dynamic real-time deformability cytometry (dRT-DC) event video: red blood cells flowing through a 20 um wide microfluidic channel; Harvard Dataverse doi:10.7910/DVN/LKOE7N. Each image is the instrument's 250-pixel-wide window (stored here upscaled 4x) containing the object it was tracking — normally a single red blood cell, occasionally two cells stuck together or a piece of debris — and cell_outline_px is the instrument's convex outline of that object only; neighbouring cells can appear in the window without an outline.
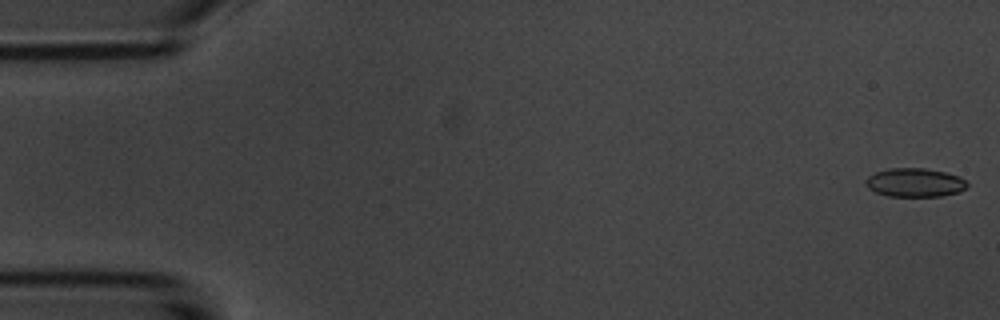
{"species": "common noctule bat (a hibernating species)", "species_latin": "Nyctalus noctula", "temperature_condition": "room temperature", "stored_images_in_passage": 6, "camera_frame_rate_fps": 3000, "um_per_image_px": 0.085, "animal": {"sex": "male", "body_mass_g": 20.1, "forearm_length_mm": 53.5}, "frame": {"image": 1, "passage_image": 1, "time_ms": 0.0, "image_size_px": [1000, 320], "cell_outline_px": [[968, 184], [960, 192], [940, 196], [888, 196], [876, 192], [868, 188], [864, 180], [868, 176], [876, 172], [888, 168], [924, 168], [944, 172], [960, 176]], "centroid_in_image_um": [77.74, 15.51], "position_along_channel_um": 7.3, "area_um2": 16.94}}
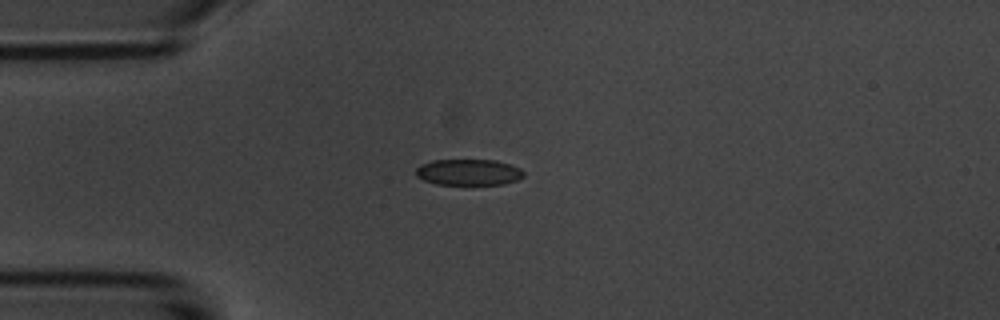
{"frame": {"image": 2, "passage_image": 4, "time_ms": 4.333, "image_size_px": [1000, 320], "cell_outline_px": [[524, 176], [516, 180], [504, 184], [436, 184], [424, 180], [416, 176], [416, 168], [420, 164], [432, 160], [496, 160], [520, 168], [524, 172]], "centroid_in_image_um": [39.81, 14.63], "position_along_channel_um": 45.2, "area_um2": 16.36}}
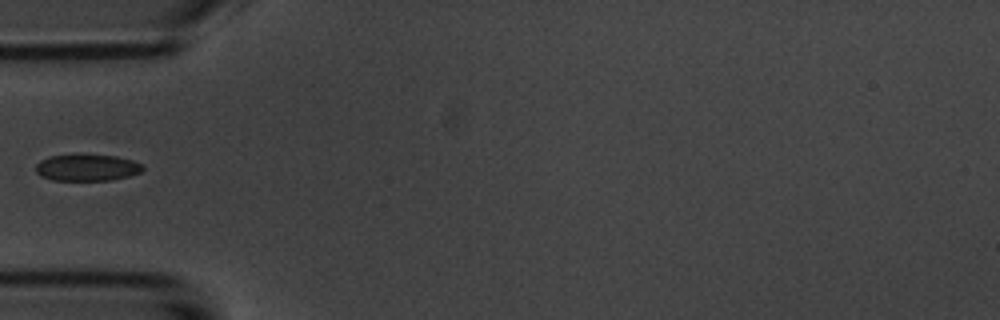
{"frame": {"image": 3, "passage_image": 5, "time_ms": 5.667, "image_size_px": [1000, 320], "cell_outline_px": [[144, 168], [140, 172], [128, 176], [112, 180], [52, 180], [40, 176], [36, 172], [36, 164], [40, 160], [52, 156], [80, 152], [116, 156], [132, 160], [144, 164]], "centroid_in_image_um": [7.39, 14.21], "position_along_channel_um": 77.6, "area_um2": 17.17}}